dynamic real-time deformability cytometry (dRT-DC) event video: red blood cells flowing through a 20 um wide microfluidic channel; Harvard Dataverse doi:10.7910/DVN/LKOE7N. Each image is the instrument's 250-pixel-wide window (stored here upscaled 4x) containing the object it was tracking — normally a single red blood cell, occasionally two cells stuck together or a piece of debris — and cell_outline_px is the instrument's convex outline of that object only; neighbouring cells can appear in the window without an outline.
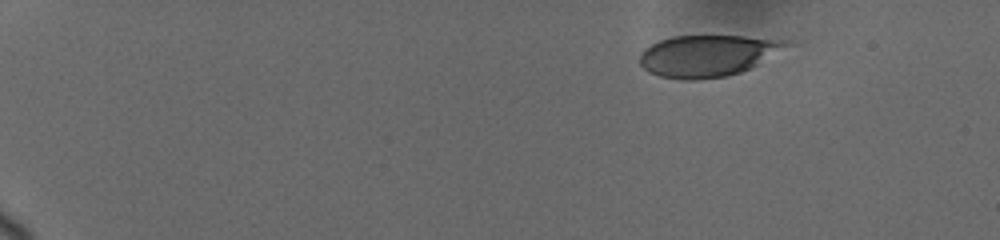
{"species": "human", "species_latin": "Homo sapiens", "temperature_condition": "cold", "stored_images_in_passage": 42, "camera_frame_rate_fps": 3000, "um_per_image_px": 0.085, "donor": {"sex": "female"}, "frame": {"image": 1, "passage_image": 1, "time_ms": 0.0, "image_size_px": [1000, 240], "cell_outline_px": [[792, 44], [756, 64], [740, 72], [728, 76], [696, 80], [684, 80], [660, 76], [648, 72], [640, 64], [640, 52], [644, 48], [660, 40], [672, 36], [744, 36], [788, 40]], "centroid_in_image_um": [60.1, 4.73], "position_along_channel_um": 24.9, "area_um2": 35.32}}
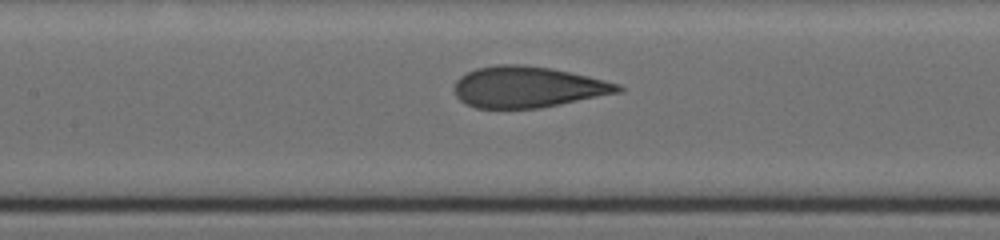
{"frame": {"image": 2, "passage_image": 24, "time_ms": 7.333, "image_size_px": [1000, 240], "cell_outline_px": [[624, 88], [620, 92], [540, 108], [476, 108], [460, 100], [456, 96], [456, 80], [460, 76], [476, 68], [496, 64], [524, 64], [552, 68], [588, 76], [620, 84]], "centroid_in_image_um": [44.86, 7.38], "position_along_channel_um": 162.5, "area_um2": 39.07}}
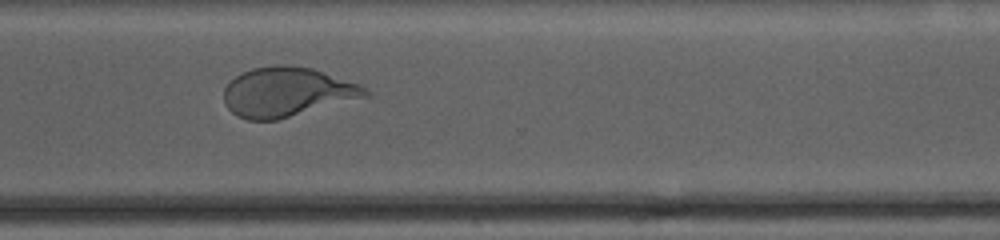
{"frame": {"image": 3, "passage_image": 41, "time_ms": 12.333, "image_size_px": [1000, 240], "cell_outline_px": [[372, 92], [368, 96], [276, 120], [248, 120], [232, 112], [224, 104], [224, 88], [236, 76], [252, 68], [276, 64], [284, 64], [312, 68], [356, 84]], "centroid_in_image_um": [24.35, 7.82], "position_along_channel_um": 346.2, "area_um2": 40.17}}